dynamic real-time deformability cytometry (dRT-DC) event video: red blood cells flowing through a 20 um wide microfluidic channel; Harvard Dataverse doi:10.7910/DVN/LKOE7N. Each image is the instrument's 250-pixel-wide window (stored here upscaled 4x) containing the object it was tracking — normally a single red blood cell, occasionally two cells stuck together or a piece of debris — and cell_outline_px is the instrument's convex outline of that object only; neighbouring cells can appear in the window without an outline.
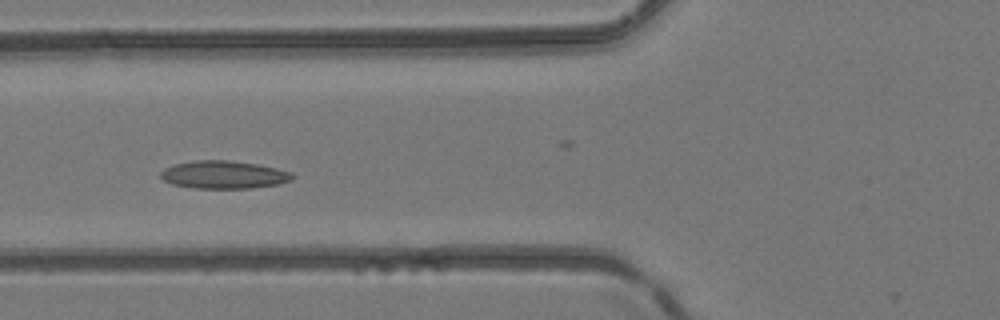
{"species": "common noctule bat (a hibernating species)", "species_latin": "Nyctalus noctula", "temperature_condition": "room temperature", "stored_images_in_passage": 6, "camera_frame_rate_fps": 3000, "um_per_image_px": 0.085, "animal": {"sex": "female", "body_mass_g": 24.6, "forearm_length_mm": 56.2}, "frame": {"image": 1, "passage_image": 5, "time_ms": 1.333, "image_size_px": [1000, 320], "cell_outline_px": [[296, 176], [292, 180], [280, 184], [252, 188], [192, 188], [172, 184], [164, 180], [160, 176], [160, 172], [164, 168], [176, 164], [196, 160], [228, 160], [260, 164], [292, 172]], "centroid_in_image_um": [19.06, 14.85], "position_along_channel_um": 106.7, "area_um2": 21.56}}